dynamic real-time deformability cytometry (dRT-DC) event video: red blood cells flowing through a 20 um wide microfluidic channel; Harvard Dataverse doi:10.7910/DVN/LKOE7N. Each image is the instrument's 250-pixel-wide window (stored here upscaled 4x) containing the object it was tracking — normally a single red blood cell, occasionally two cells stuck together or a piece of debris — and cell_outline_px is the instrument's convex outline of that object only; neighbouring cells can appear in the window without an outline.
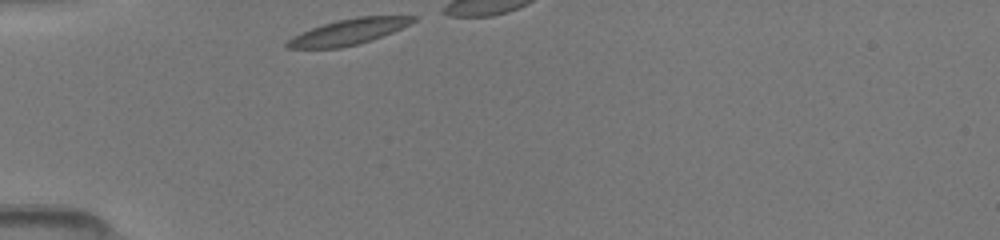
{"species": "common noctule bat (a hibernating species)", "species_latin": "Nyctalus noctula", "temperature_condition": "room temperature", "stored_images_in_passage": 15, "camera_frame_rate_fps": 3000, "um_per_image_px": 0.085, "animal": {"sex": "female", "body_mass_g": 19.5, "forearm_length_mm": 54.1}, "frame": {"image": 1, "passage_image": 1, "time_ms": 0.0, "image_size_px": [1000, 240], "cell_outline_px": [[416, 20], [392, 32], [372, 40], [360, 44], [340, 48], [284, 48], [284, 44], [292, 36], [312, 28], [336, 20], [356, 16], [416, 16]], "centroid_in_image_um": [29.58, 2.71], "position_along_channel_um": 55.4, "area_um2": 18.79}}